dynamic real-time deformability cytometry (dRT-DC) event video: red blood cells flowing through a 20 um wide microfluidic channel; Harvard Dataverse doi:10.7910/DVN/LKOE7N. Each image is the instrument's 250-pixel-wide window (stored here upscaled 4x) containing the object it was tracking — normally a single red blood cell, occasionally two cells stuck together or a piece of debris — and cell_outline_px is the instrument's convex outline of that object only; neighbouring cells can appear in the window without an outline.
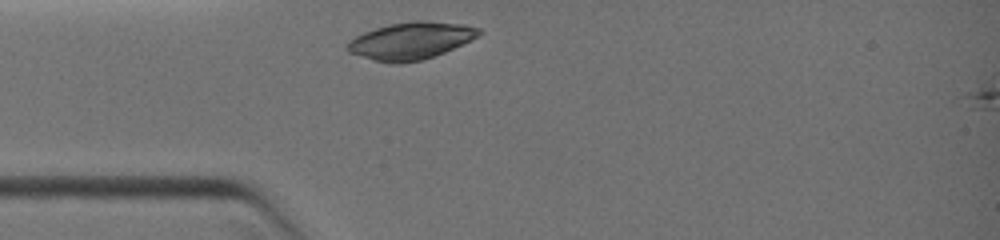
{"species": "common noctule bat (a hibernating species)", "species_latin": "Nyctalus noctula", "temperature_condition": "warm", "stored_images_in_passage": 2, "camera_frame_rate_fps": 3000, "um_per_image_px": 0.085, "animal": {"sex": "female", "body_mass_g": 19.0, "forearm_length_mm": 51.5}, "frame": {"image": 1, "passage_image": 1, "time_ms": 0.0, "image_size_px": [1000, 240], "cell_outline_px": [[484, 32], [444, 52], [420, 60], [400, 64], [392, 64], [372, 60], [348, 52], [344, 48], [344, 44], [348, 40], [364, 32], [388, 24], [416, 20], [428, 20], [464, 24], [480, 28]], "centroid_in_image_um": [34.85, 3.46], "position_along_channel_um": 50.2, "area_um2": 28.61}}